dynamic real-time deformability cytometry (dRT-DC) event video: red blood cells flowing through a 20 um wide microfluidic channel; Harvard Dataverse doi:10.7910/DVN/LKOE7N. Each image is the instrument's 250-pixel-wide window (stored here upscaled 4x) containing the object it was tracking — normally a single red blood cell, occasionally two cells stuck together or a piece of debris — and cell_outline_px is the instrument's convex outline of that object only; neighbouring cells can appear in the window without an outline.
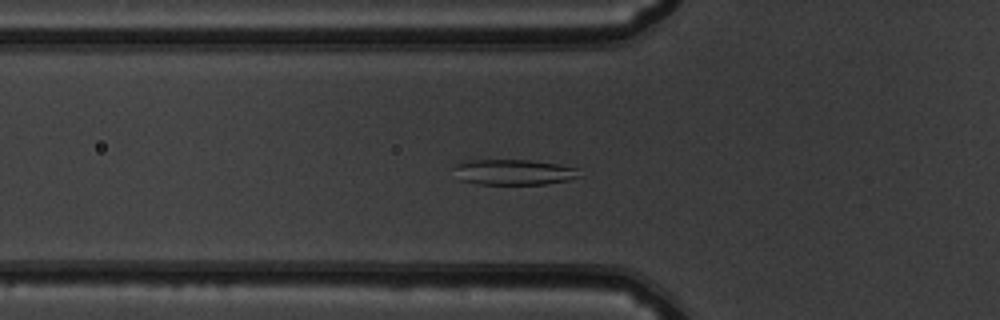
{"species": "common noctule bat (a hibernating species)", "species_latin": "Nyctalus noctula", "temperature_condition": "warm", "stored_images_in_passage": 48, "camera_frame_rate_fps": 3000, "um_per_image_px": 0.085, "animal": {"sex": "male", "body_mass_g": 19.5, "forearm_length_mm": 54.6}, "frame": {"image": 1, "passage_image": 14, "time_ms": 4.333, "image_size_px": [1000, 320], "cell_outline_px": [[576, 176], [568, 180], [544, 184], [480, 184], [460, 180], [452, 168], [456, 164], [468, 160], [532, 160], [556, 164], [576, 168]], "centroid_in_image_um": [43.57, 14.63], "position_along_channel_um": 82.2, "area_um2": 18.38}}
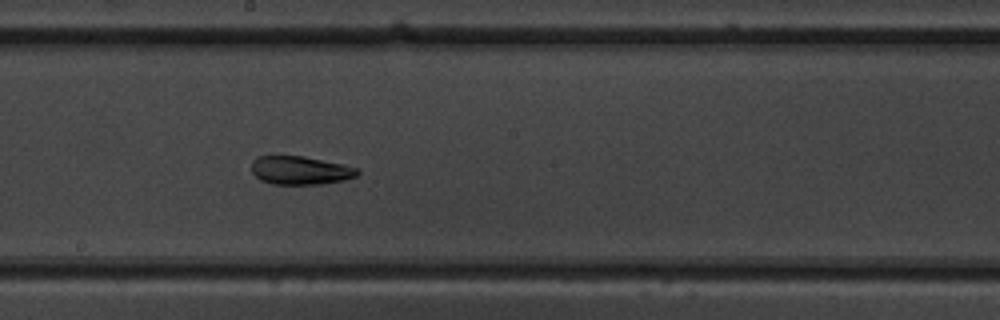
{"frame": {"image": 2, "passage_image": 25, "time_ms": 8.0, "image_size_px": [1000, 320], "cell_outline_px": [[360, 172], [356, 176], [344, 180], [320, 184], [272, 184], [260, 180], [252, 172], [252, 160], [256, 156], [304, 156], [344, 164], [360, 168]], "centroid_in_image_um": [25.54, 14.47], "position_along_channel_um": 222.7, "area_um2": 17.69}}
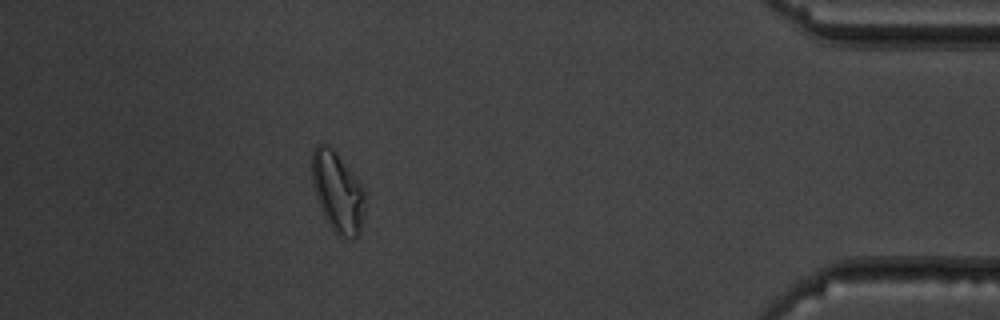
{"frame": {"image": 3, "passage_image": 43, "time_ms": 14.0, "image_size_px": [1000, 320], "cell_outline_px": [[364, 204], [360, 232], [352, 240], [348, 240], [340, 236], [328, 224], [324, 216], [316, 196], [312, 184], [312, 152], [316, 144], [324, 144], [332, 148], [336, 152], [360, 180], [364, 192]], "centroid_in_image_um": [28.69, 16.31], "position_along_channel_um": 406.5, "area_um2": 24.8}, "authors_computed_cell_mechanics": {"area_um2": 21.0681, "velocity_mm_per_s": 3.826, "shape_relaxation_time_tau1_ms": 6.683, "shape_relaxation_time_tau2_ms": 3.0476, "deformation_change_tau1": 0.1878, "deformation_change_tau2": 0.0953}}